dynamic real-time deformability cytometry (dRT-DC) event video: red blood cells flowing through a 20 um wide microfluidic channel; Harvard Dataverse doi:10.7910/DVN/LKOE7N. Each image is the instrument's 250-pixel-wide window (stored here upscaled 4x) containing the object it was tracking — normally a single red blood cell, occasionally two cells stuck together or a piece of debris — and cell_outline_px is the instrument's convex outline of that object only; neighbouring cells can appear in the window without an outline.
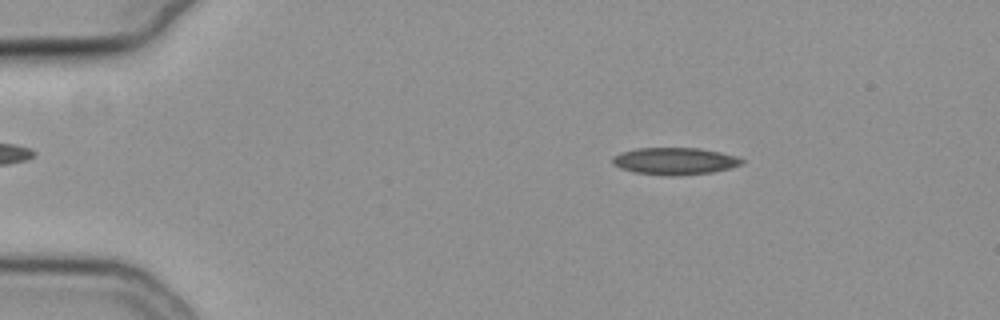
{"species": "common noctule bat (a hibernating species)", "species_latin": "Nyctalus noctula", "temperature_condition": "cold", "stored_images_in_passage": 54, "camera_frame_rate_fps": 3000, "um_per_image_px": 0.085, "animal": {"sex": "female", "body_mass_g": 19.3, "forearm_length_mm": 54.1}, "frame": {"image": 1, "passage_image": 9, "time_ms": 2.667, "image_size_px": [1000, 320], "cell_outline_px": [[744, 164], [712, 172], [672, 176], [668, 176], [636, 172], [620, 168], [612, 164], [612, 156], [620, 152], [636, 148], [700, 148], [720, 152], [736, 156], [744, 160]], "centroid_in_image_um": [57.33, 13.68], "position_along_channel_um": 27.7, "area_um2": 20.4}}
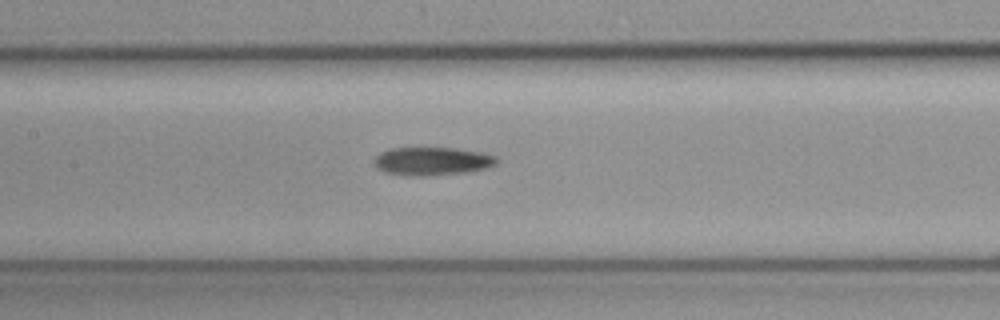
{"frame": {"image": 2, "passage_image": 26, "time_ms": 8.333, "image_size_px": [1000, 320], "cell_outline_px": [[500, 160], [496, 164], [488, 168], [472, 172], [424, 176], [408, 176], [384, 172], [376, 168], [372, 164], [376, 156], [380, 152], [388, 148], [456, 148], [484, 152], [496, 156]], "centroid_in_image_um": [36.76, 13.71], "position_along_channel_um": 170.6, "area_um2": 20.69}}
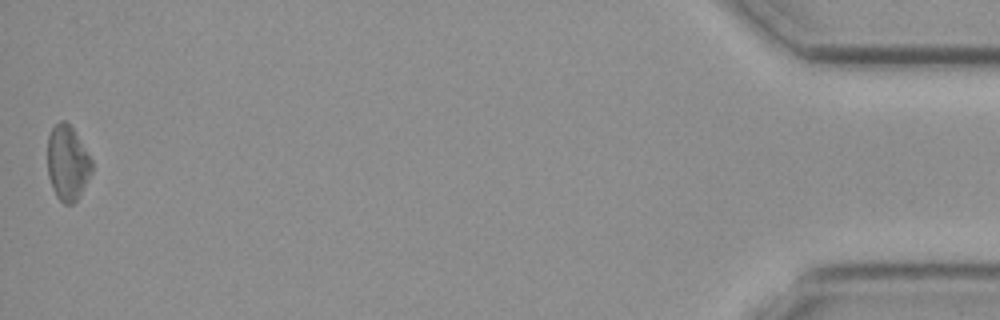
{"frame": {"image": 3, "passage_image": 54, "time_ms": 17.667, "image_size_px": [1000, 320], "cell_outline_px": [[92, 172], [76, 200], [72, 204], [64, 204], [56, 196], [52, 188], [48, 176], [48, 136], [52, 128], [60, 120], [64, 120], [72, 128], [92, 160]], "centroid_in_image_um": [5.72, 13.86], "position_along_channel_um": 429.5, "area_um2": 19.07}}